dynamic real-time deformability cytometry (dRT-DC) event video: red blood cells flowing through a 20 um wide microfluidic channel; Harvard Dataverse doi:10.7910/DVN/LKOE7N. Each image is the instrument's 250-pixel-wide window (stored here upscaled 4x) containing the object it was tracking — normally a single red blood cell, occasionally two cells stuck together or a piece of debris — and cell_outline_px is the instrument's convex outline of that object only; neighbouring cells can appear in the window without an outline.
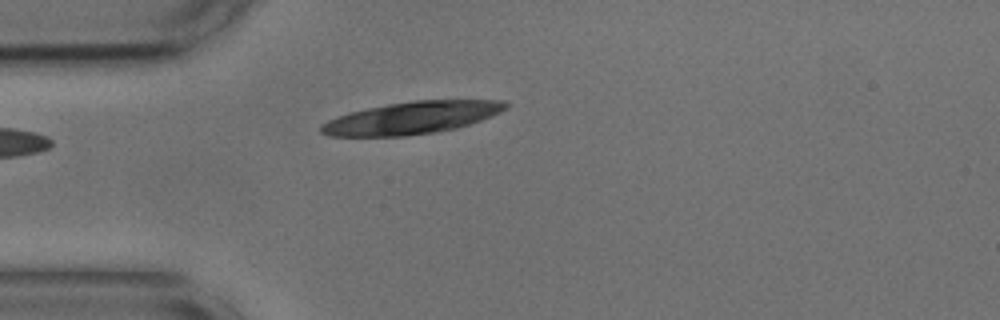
{"species": "common noctule bat (a hibernating species)", "species_latin": "Nyctalus noctula", "temperature_condition": "cold", "stored_images_in_passage": 1, "camera_frame_rate_fps": 3000, "um_per_image_px": 0.085, "animal": {"sex": "male", "body_mass_g": 17.9, "forearm_length_mm": 54.2}, "frame": {"image": 1, "passage_image": 1, "time_ms": 0.0, "image_size_px": [1000, 320], "cell_outline_px": [[508, 108], [500, 112], [480, 120], [456, 128], [436, 132], [404, 136], [328, 136], [320, 132], [320, 124], [328, 120], [348, 112], [388, 104], [412, 100], [504, 100], [508, 104]], "centroid_in_image_um": [34.97, 10.01], "position_along_channel_um": 50.0, "area_um2": 34.68}}